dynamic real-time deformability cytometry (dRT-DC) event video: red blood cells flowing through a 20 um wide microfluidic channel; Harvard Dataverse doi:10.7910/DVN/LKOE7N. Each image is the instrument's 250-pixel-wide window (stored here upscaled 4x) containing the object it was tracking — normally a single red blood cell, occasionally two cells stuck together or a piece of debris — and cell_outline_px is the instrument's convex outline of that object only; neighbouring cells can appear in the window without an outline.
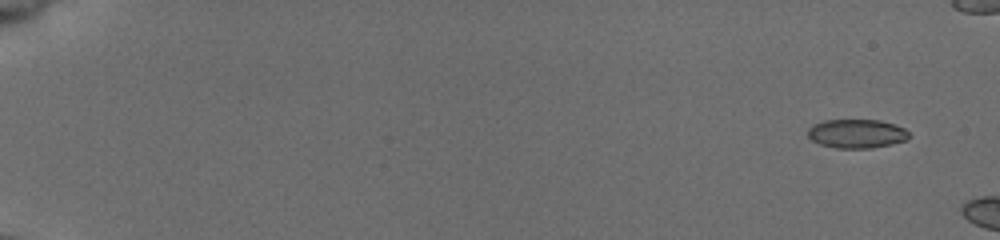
{"species": "common noctule bat (a hibernating species)", "species_latin": "Nyctalus noctula", "temperature_condition": "cold", "stored_images_in_passage": 50, "camera_frame_rate_fps": 3000, "um_per_image_px": 0.085, "animal": {"sex": "female", "body_mass_g": 19.5, "forearm_length_mm": 54.1}, "frame": {"image": 1, "passage_image": 1, "time_ms": 0.0, "image_size_px": [1000, 240], "cell_outline_px": [[908, 136], [904, 140], [892, 144], [872, 148], [836, 148], [820, 144], [812, 140], [808, 136], [808, 128], [812, 124], [824, 120], [880, 120], [904, 128], [908, 132]], "centroid_in_image_um": [72.77, 11.36], "position_along_channel_um": 12.2, "area_um2": 16.94}}
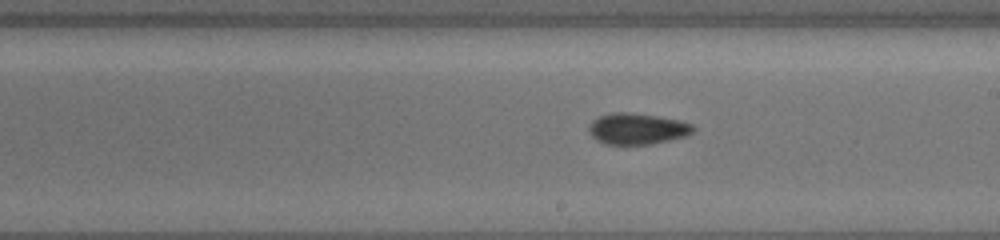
{"frame": {"image": 2, "passage_image": 32, "time_ms": 10.333, "image_size_px": [1000, 240], "cell_outline_px": [[696, 128], [688, 136], [652, 144], [608, 144], [596, 140], [588, 132], [588, 128], [592, 120], [600, 116], [612, 112], [628, 112], [656, 116], [680, 120], [692, 124]], "centroid_in_image_um": [54.17, 10.94], "position_along_channel_um": 234.8, "area_um2": 19.02}}
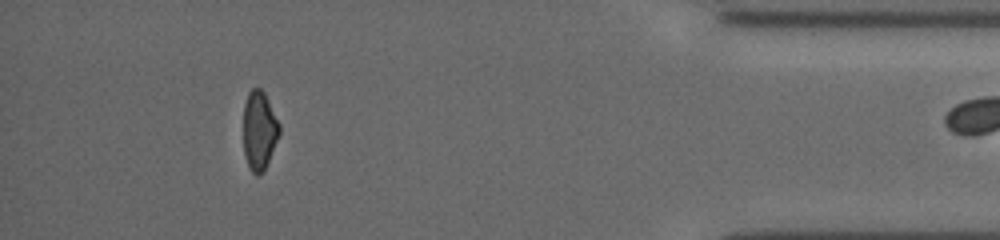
{"frame": {"image": 3, "passage_image": 49, "time_ms": 16.0, "image_size_px": [1000, 240], "cell_outline_px": [[280, 132], [268, 160], [264, 168], [256, 176], [252, 172], [244, 156], [244, 104], [248, 92], [252, 88], [260, 88], [264, 92], [280, 124]], "centroid_in_image_um": [22.03, 11.04], "position_along_channel_um": 413.2, "area_um2": 16.24}}